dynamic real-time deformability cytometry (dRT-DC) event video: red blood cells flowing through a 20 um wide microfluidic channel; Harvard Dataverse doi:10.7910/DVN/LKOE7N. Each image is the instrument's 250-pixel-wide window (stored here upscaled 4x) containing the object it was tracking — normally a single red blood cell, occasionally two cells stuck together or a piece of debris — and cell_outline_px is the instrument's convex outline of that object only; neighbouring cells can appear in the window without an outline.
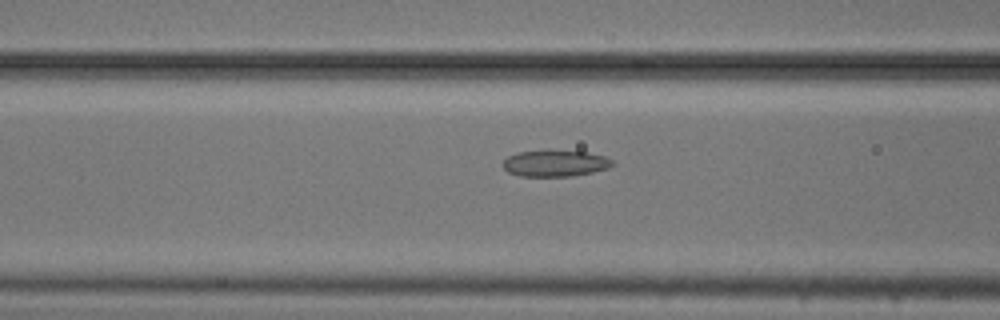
{"species": "common noctule bat (a hibernating species)", "species_latin": "Nyctalus noctula", "temperature_condition": "cold", "stored_images_in_passage": 33, "camera_frame_rate_fps": 3000, "um_per_image_px": 0.085, "animal": {"sex": "male", "body_mass_g": 20.5, "forearm_length_mm": 52.5}, "frame": {"image": 1, "passage_image": 5, "time_ms": 1.333, "image_size_px": [1000, 320], "cell_outline_px": [[616, 164], [608, 168], [592, 172], [572, 176], [520, 176], [508, 172], [500, 164], [508, 156], [520, 152], [544, 148], [588, 152], [604, 156], [612, 160]], "centroid_in_image_um": [47.17, 13.85], "position_along_channel_um": 119.4, "area_um2": 17.4}}
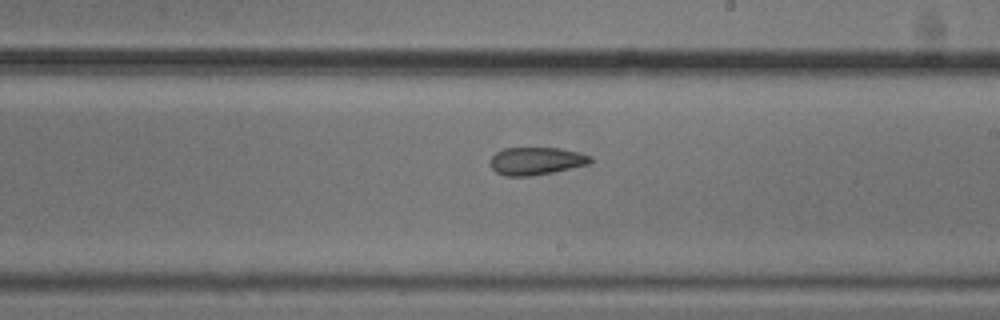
{"frame": {"image": 2, "passage_image": 15, "time_ms": 4.667, "image_size_px": [1000, 320], "cell_outline_px": [[592, 160], [588, 164], [552, 172], [528, 176], [504, 176], [496, 172], [492, 168], [492, 156], [496, 152], [504, 148], [560, 148], [580, 152], [592, 156]], "centroid_in_image_um": [45.59, 13.67], "position_along_channel_um": 243.4, "area_um2": 16.01}}
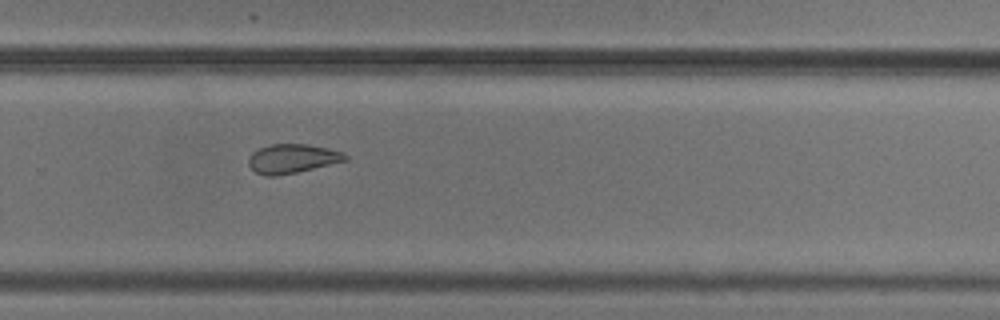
{"frame": {"image": 3, "passage_image": 20, "time_ms": 6.333, "image_size_px": [1000, 320], "cell_outline_px": [[348, 160], [296, 172], [276, 176], [264, 176], [256, 172], [248, 164], [248, 160], [252, 152], [260, 148], [272, 144], [308, 144], [328, 148], [344, 152], [348, 156]], "centroid_in_image_um": [24.86, 13.48], "position_along_channel_um": 304.9, "area_um2": 16.36}, "authors_computed_cell_mechanics": {"area_um2": 16.4152, "velocity_mm_per_s": 3.7144, "shape_relaxation_time_tau1_ms": 5.0456, "shape_relaxation_time_tau2_ms": 3.1935, "deformation_change_tau1": 0.1107, "deformation_change_tau2": 0.0944}}